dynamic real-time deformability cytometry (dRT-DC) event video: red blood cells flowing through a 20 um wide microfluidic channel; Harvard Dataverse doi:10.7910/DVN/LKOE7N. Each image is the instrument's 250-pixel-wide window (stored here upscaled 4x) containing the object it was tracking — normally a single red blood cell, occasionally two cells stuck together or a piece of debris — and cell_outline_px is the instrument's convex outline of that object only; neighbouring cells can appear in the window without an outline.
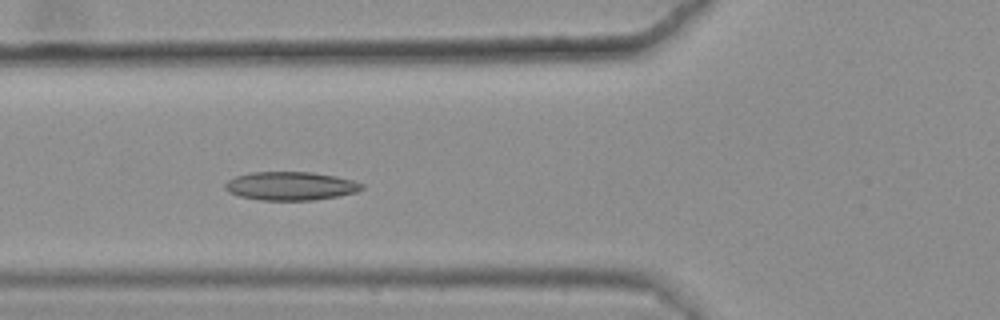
{"species": "common noctule bat (a hibernating species)", "species_latin": "Nyctalus noctula", "temperature_condition": "warm", "stored_images_in_passage": 38, "camera_frame_rate_fps": 3000, "um_per_image_px": 0.085, "animal": {"sex": "female", "body_mass_g": 25.1}, "frame": {"image": 1, "passage_image": 12, "time_ms": 3.667, "image_size_px": [1000, 320], "cell_outline_px": [[364, 188], [356, 192], [336, 196], [312, 200], [260, 200], [240, 196], [228, 192], [224, 188], [224, 184], [228, 180], [236, 176], [248, 172], [312, 172], [336, 176], [352, 180], [364, 184]], "centroid_in_image_um": [24.68, 15.8], "position_along_channel_um": 101.1, "area_um2": 22.72}, "authors_computed_cell_mechanics": {"area_um2": 21.7617, "velocity_mm_per_s": 3.6099, "shape_relaxation_time_tau1_ms": 9.722, "shape_relaxation_time_tau2_ms": 4.1818, "deformation_change_tau1": 0.1798, "deformation_change_tau2": 0.105}}